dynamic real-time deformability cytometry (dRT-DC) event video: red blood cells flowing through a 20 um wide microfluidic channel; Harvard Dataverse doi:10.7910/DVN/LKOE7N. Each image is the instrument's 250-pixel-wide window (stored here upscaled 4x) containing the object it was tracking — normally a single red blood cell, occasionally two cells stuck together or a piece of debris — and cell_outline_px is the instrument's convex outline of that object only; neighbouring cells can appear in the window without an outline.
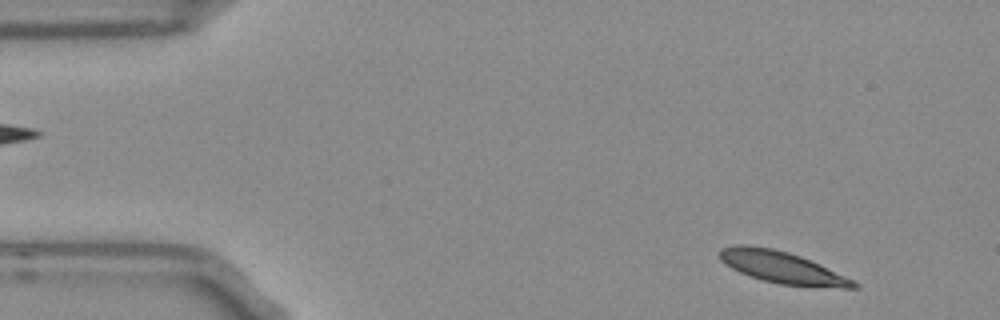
{"species": "Egyptian fruit bat (a non-hibernating species)", "species_latin": "Rousettus aegyptiacus", "temperature_condition": "room temperature", "stored_images_in_passage": 52, "camera_frame_rate_fps": 3000, "um_per_image_px": 0.085, "frame": {"image": 1, "passage_image": 3, "time_ms": 0.667, "image_size_px": [1000, 320], "cell_outline_px": [[860, 288], [840, 288], [780, 284], [764, 280], [740, 272], [724, 264], [720, 260], [720, 248], [740, 244], [744, 244], [772, 248], [788, 252], [800, 256], [856, 280], [860, 284]], "centroid_in_image_um": [66.52, 22.73], "position_along_channel_um": 18.5, "area_um2": 24.74}}
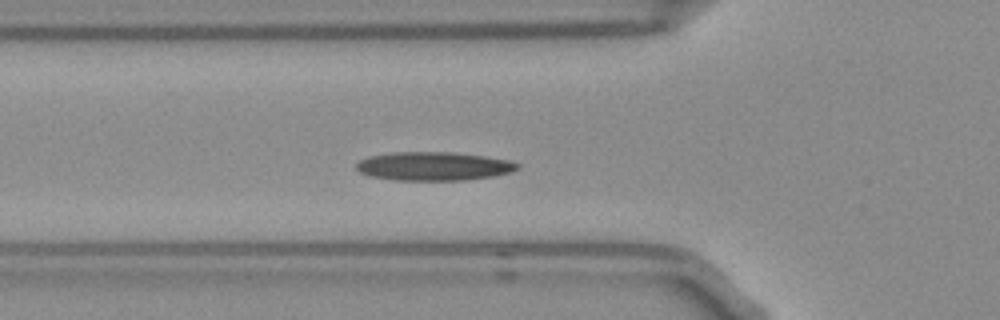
{"frame": {"image": 2, "passage_image": 16, "time_ms": 5.0, "image_size_px": [1000, 320], "cell_outline_px": [[520, 168], [512, 172], [492, 176], [464, 180], [396, 180], [368, 176], [360, 172], [356, 168], [356, 164], [360, 160], [368, 156], [396, 152], [452, 152], [484, 156], [508, 160], [520, 164]], "centroid_in_image_um": [36.86, 14.13], "position_along_channel_um": 88.9, "area_um2": 26.88}}
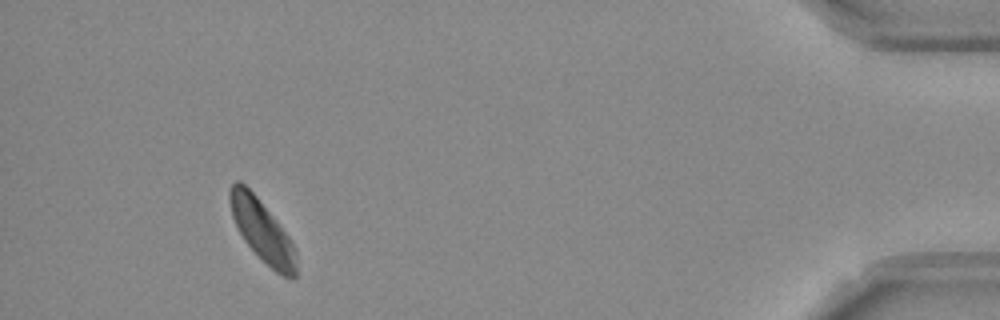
{"frame": {"image": 3, "passage_image": 48, "time_ms": 15.667, "image_size_px": [1000, 320], "cell_outline_px": [[296, 276], [292, 280], [276, 272], [244, 240], [232, 216], [228, 200], [228, 192], [232, 184], [236, 180], [240, 180], [256, 196], [276, 220], [288, 236], [296, 248]], "centroid_in_image_um": [22.28, 19.59], "position_along_channel_um": 412.9, "area_um2": 23.47}}